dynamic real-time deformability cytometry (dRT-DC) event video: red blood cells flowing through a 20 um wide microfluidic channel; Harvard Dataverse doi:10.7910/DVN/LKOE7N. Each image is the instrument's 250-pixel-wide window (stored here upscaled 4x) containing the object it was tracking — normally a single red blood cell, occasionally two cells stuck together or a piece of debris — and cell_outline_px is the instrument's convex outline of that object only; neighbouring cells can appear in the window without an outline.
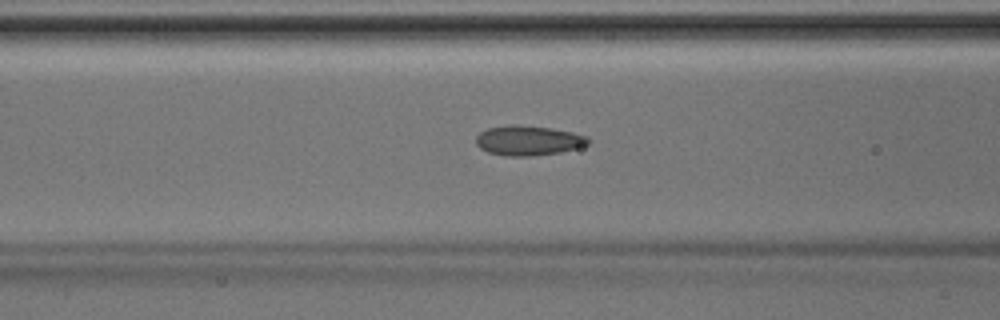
{"species": "Egyptian fruit bat (a non-hibernating species)", "species_latin": "Rousettus aegyptiacus", "temperature_condition": "room temperature", "stored_images_in_passage": 37, "camera_frame_rate_fps": 3000, "um_per_image_px": 0.085, "animal": {"sex": "male"}, "frame": {"image": 1, "passage_image": 10, "time_ms": 3.0, "image_size_px": [1000, 320], "cell_outline_px": [[588, 144], [560, 152], [528, 156], [504, 156], [488, 152], [480, 148], [476, 144], [476, 136], [480, 132], [488, 128], [512, 124], [552, 128], [572, 132], [588, 136]], "centroid_in_image_um": [44.87, 11.94], "position_along_channel_um": 121.7, "area_um2": 19.36}}
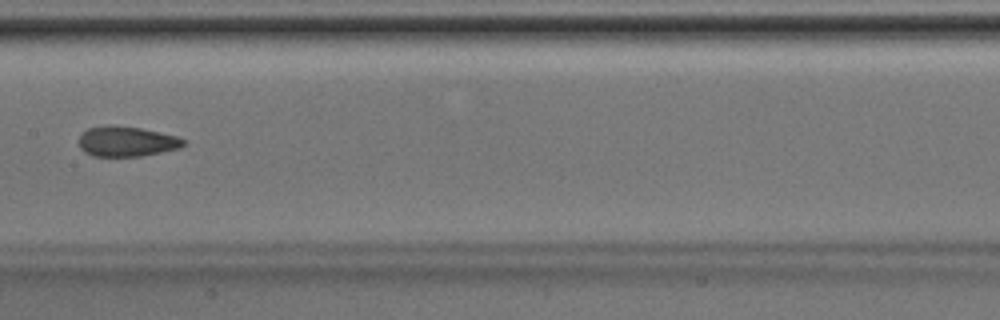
{"frame": {"image": 2, "passage_image": 15, "time_ms": 4.667, "image_size_px": [1000, 320], "cell_outline_px": [[188, 140], [180, 148], [140, 156], [92, 156], [84, 152], [80, 148], [80, 136], [88, 128], [112, 124], [140, 128], [176, 136]], "centroid_in_image_um": [10.76, 12.02], "position_along_channel_um": 196.6, "area_um2": 18.32}}
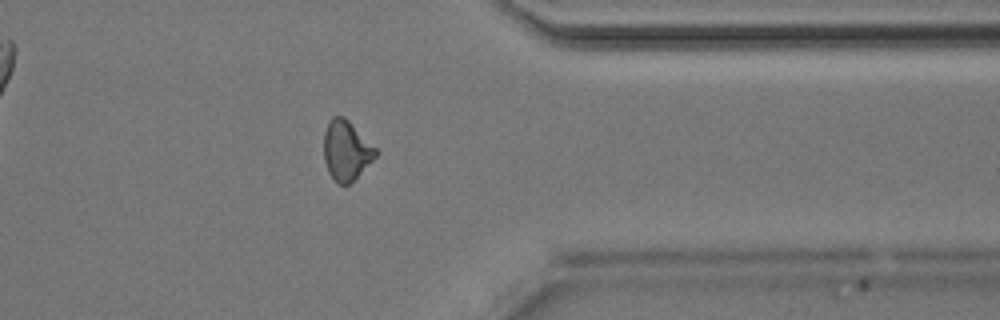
{"frame": {"image": 3, "passage_image": 28, "time_ms": 9.0, "image_size_px": [1000, 320], "cell_outline_px": [[380, 152], [352, 184], [340, 184], [328, 172], [324, 160], [324, 132], [328, 120], [332, 116], [344, 116]], "centroid_in_image_um": [29.44, 12.79], "position_along_channel_um": 382.0, "area_um2": 18.21}}